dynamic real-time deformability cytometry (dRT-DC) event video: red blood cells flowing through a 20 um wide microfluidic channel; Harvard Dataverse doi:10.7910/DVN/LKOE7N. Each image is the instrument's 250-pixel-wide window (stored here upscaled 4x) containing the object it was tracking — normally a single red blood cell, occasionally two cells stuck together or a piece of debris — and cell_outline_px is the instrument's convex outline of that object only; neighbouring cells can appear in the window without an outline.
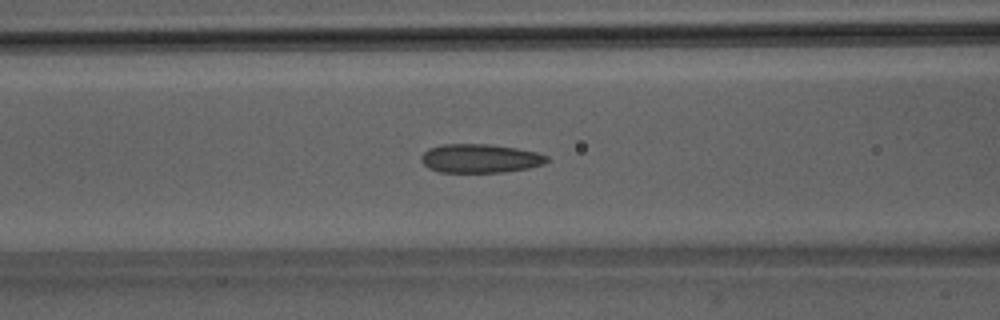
{"species": "Egyptian fruit bat (a non-hibernating species)", "species_latin": "Rousettus aegyptiacus", "temperature_condition": "room temperature", "stored_images_in_passage": 51, "camera_frame_rate_fps": 3000, "um_per_image_px": 0.085, "animal": {"sex": "male"}, "frame": {"image": 1, "passage_image": 21, "time_ms": 6.667, "image_size_px": [1000, 320], "cell_outline_px": [[548, 160], [544, 164], [528, 168], [504, 172], [440, 172], [428, 168], [420, 160], [420, 156], [428, 148], [444, 144], [488, 144], [516, 148], [536, 152], [548, 156]], "centroid_in_image_um": [40.79, 13.46], "position_along_channel_um": 125.8, "area_um2": 21.1}}
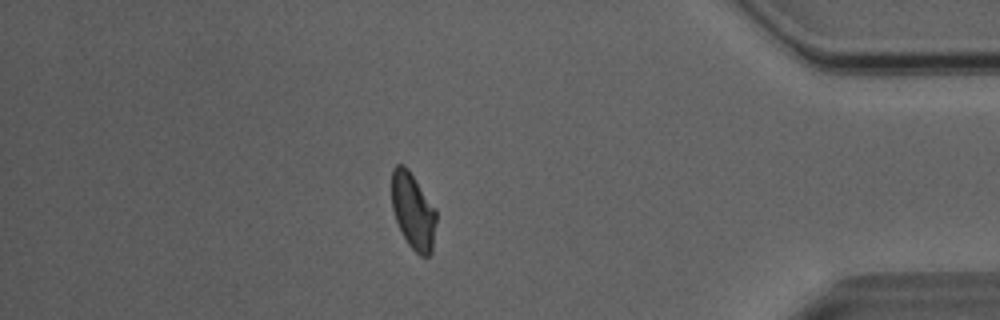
{"frame": {"image": 2, "passage_image": 44, "time_ms": 14.333, "image_size_px": [1000, 320], "cell_outline_px": [[436, 220], [432, 252], [428, 256], [420, 256], [408, 244], [396, 220], [392, 208], [392, 168], [396, 164], [404, 164], [408, 168], [436, 208]], "centroid_in_image_um": [35.12, 17.91], "position_along_channel_um": 400.1, "area_um2": 19.83}}
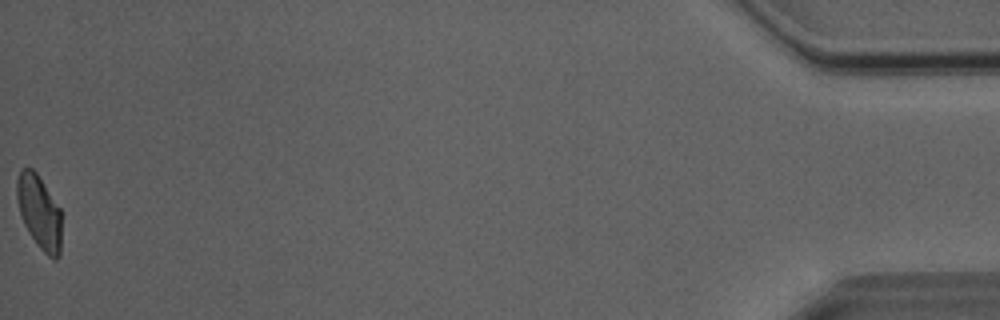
{"frame": {"image": 3, "passage_image": 51, "time_ms": 16.667, "image_size_px": [1000, 320], "cell_outline_px": [[60, 256], [56, 260], [52, 260], [36, 244], [28, 232], [24, 224], [20, 212], [16, 196], [16, 180], [20, 168], [32, 168], [36, 172], [60, 208]], "centroid_in_image_um": [3.32, 18.03], "position_along_channel_um": 431.9, "area_um2": 19.19}, "authors_computed_cell_mechanics": {"area_um2": 21.097, "velocity_mm_per_s": 4.0631, "shape_relaxation_time_tau1_ms": 6.9968, "shape_relaxation_time_tau2_ms": 1.9551, "deformation_change_tau1": 0.1556, "deformation_change_tau2": 0.0879}}